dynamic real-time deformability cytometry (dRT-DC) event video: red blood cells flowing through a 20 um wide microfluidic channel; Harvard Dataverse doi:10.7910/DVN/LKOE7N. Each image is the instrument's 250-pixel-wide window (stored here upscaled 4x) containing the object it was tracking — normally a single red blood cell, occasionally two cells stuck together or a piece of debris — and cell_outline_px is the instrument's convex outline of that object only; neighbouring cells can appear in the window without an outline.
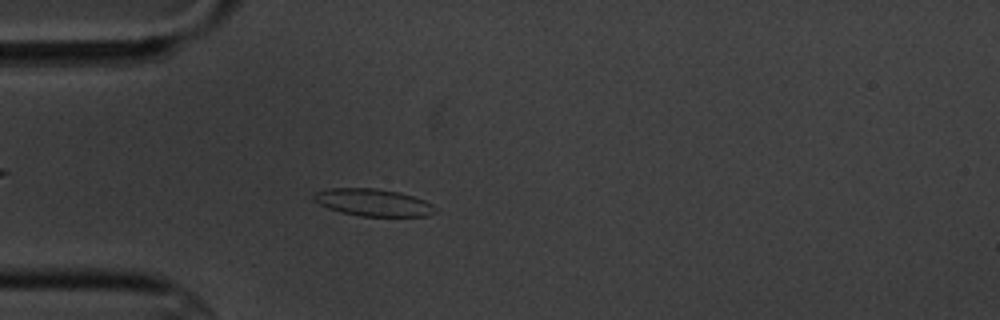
{"species": "common noctule bat (a hibernating species)", "species_latin": "Nyctalus noctula", "temperature_condition": "cold", "stored_images_in_passage": 6, "camera_frame_rate_fps": 3000, "um_per_image_px": 0.085, "animal": {"sex": "male", "body_mass_g": 20.1, "forearm_length_mm": 53.5}, "frame": {"image": 1, "passage_image": 6, "time_ms": 6.0, "image_size_px": [1000, 320], "cell_outline_px": [[440, 212], [428, 216], [360, 216], [340, 212], [328, 208], [320, 204], [312, 196], [316, 192], [332, 188], [376, 188], [400, 192], [424, 200], [432, 204]], "centroid_in_image_um": [31.78, 17.22], "position_along_channel_um": 53.2, "area_um2": 19.31}}